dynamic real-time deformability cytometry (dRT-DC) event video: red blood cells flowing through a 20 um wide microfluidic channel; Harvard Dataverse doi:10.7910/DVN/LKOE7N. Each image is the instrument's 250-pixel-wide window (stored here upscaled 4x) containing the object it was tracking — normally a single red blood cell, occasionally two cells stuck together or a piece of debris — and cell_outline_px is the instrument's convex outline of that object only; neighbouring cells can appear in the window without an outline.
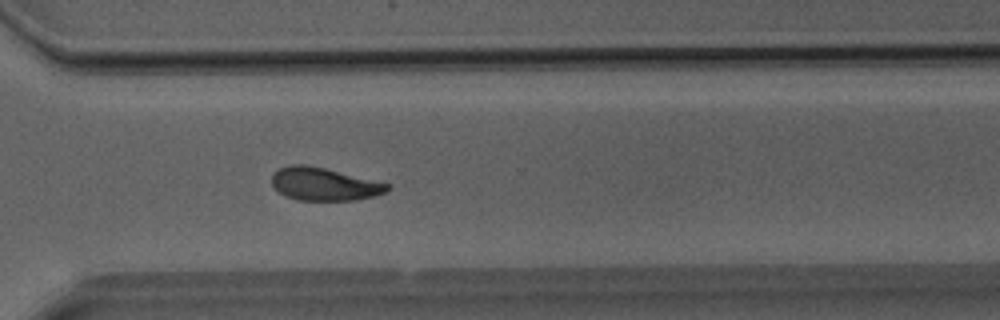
{"species": "Egyptian fruit bat (a non-hibernating species)", "species_latin": "Rousettus aegyptiacus", "temperature_condition": "room temperature", "stored_images_in_passage": 34, "camera_frame_rate_fps": 3000, "um_per_image_px": 0.085, "animal": {"sex": "male"}, "frame": {"image": 1, "passage_image": 24, "time_ms": 7.667, "image_size_px": [1000, 320], "cell_outline_px": [[392, 188], [376, 196], [352, 200], [296, 200], [284, 196], [272, 184], [272, 172], [288, 164], [304, 164], [324, 168], [388, 184]], "centroid_in_image_um": [27.5, 15.65], "position_along_channel_um": 343.1, "area_um2": 21.96}}
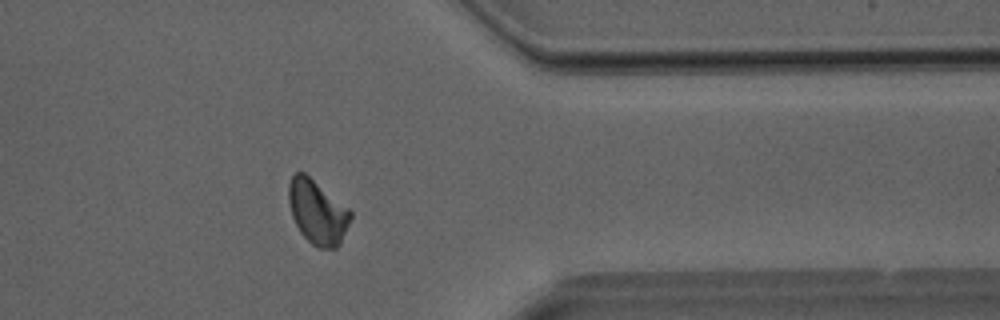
{"frame": {"image": 2, "passage_image": 27, "time_ms": 8.667, "image_size_px": [1000, 320], "cell_outline_px": [[352, 216], [340, 244], [336, 248], [316, 248], [300, 232], [292, 216], [288, 200], [288, 184], [292, 176], [296, 172], [304, 172], [348, 208], [352, 212]], "centroid_in_image_um": [26.97, 18.03], "position_along_channel_um": 384.4, "area_um2": 22.95}}
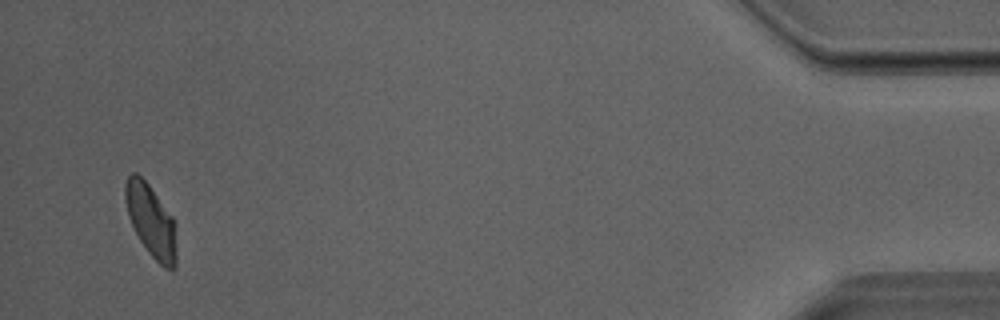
{"frame": {"image": 3, "passage_image": 33, "time_ms": 10.667, "image_size_px": [1000, 320], "cell_outline_px": [[176, 268], [164, 268], [148, 252], [140, 240], [128, 216], [124, 196], [124, 184], [128, 176], [132, 172], [136, 172], [148, 184], [176, 220]], "centroid_in_image_um": [12.85, 18.75], "position_along_channel_um": 422.3, "area_um2": 21.73}}